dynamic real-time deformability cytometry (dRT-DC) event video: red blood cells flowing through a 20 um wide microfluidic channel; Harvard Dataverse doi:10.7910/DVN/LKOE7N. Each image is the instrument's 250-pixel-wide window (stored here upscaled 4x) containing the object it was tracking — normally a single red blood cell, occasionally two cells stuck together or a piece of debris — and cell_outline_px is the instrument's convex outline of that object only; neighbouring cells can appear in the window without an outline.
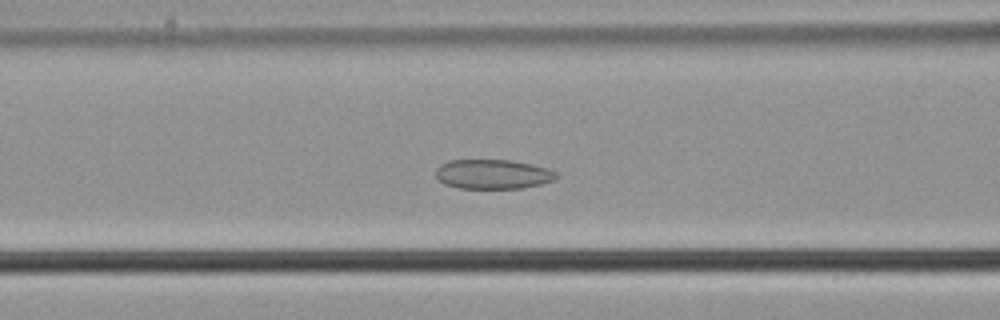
{"species": "common noctule bat (a hibernating species)", "species_latin": "Nyctalus noctula", "temperature_condition": "cold", "stored_images_in_passage": 38, "camera_frame_rate_fps": 3000, "um_per_image_px": 0.085, "animal": {"sex": "male", "body_mass_g": 21.5, "forearm_length_mm": 52.0}, "frame": {"image": 1, "passage_image": 20, "time_ms": 6.333, "image_size_px": [1000, 320], "cell_outline_px": [[560, 176], [556, 180], [524, 188], [460, 188], [444, 184], [436, 176], [436, 168], [440, 164], [448, 160], [508, 160], [532, 164], [548, 168], [556, 172]], "centroid_in_image_um": [41.92, 14.8], "position_along_channel_um": 124.7, "area_um2": 20.87}}
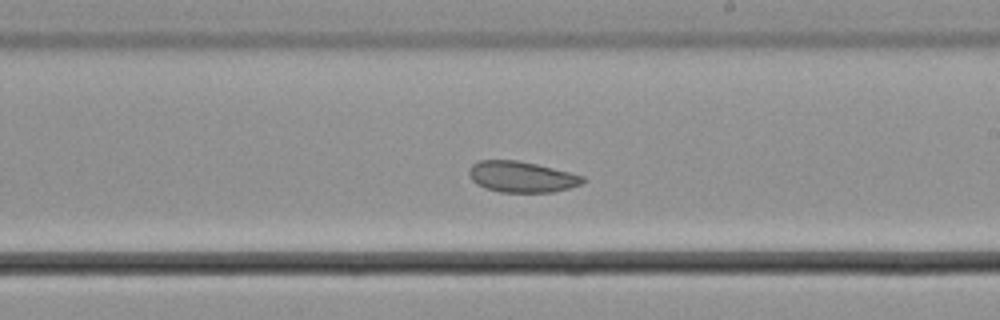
{"frame": {"image": 2, "passage_image": 30, "time_ms": 9.667, "image_size_px": [1000, 320], "cell_outline_px": [[588, 180], [580, 184], [568, 188], [552, 192], [500, 192], [476, 184], [468, 176], [468, 168], [472, 164], [480, 160], [516, 160], [536, 164], [584, 176]], "centroid_in_image_um": [44.31, 15.02], "position_along_channel_um": 244.7, "area_um2": 20.46}}
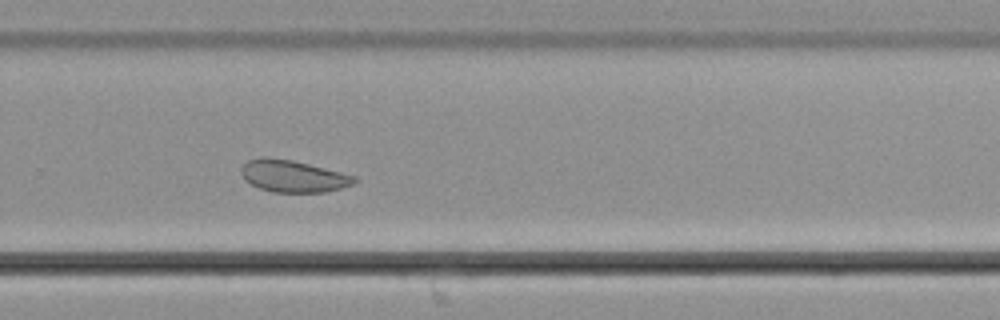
{"frame": {"image": 3, "passage_image": 35, "time_ms": 11.333, "image_size_px": [1000, 320], "cell_outline_px": [[356, 180], [352, 184], [340, 188], [324, 192], [272, 192], [260, 188], [244, 180], [240, 172], [240, 168], [248, 160], [264, 156], [292, 160], [356, 176]], "centroid_in_image_um": [24.86, 14.97], "position_along_channel_um": 304.9, "area_um2": 20.92}}